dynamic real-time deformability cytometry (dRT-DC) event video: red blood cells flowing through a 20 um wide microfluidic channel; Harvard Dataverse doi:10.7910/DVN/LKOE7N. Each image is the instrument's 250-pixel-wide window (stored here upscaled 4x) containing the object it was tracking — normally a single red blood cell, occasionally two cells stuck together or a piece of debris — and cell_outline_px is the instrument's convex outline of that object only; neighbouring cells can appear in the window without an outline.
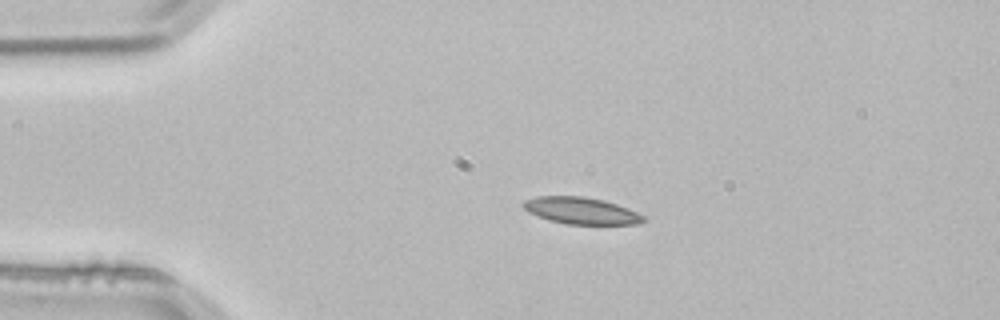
{"species": "common noctule bat (a hibernating species)", "species_latin": "Nyctalus noctula", "temperature_condition": "room temperature", "stored_images_in_passage": 3, "camera_frame_rate_fps": 3000, "um_per_image_px": 0.085, "animal": {"sex": "male", "body_mass_g": 21.5, "forearm_length_mm": 52.0}, "frame": {"image": 1, "passage_image": 2, "time_ms": 0.333, "image_size_px": [1000, 320], "cell_outline_px": [[644, 220], [640, 224], [568, 224], [548, 220], [528, 212], [520, 204], [524, 200], [536, 196], [584, 196], [604, 200], [616, 204], [636, 212], [644, 216]], "centroid_in_image_um": [49.35, 17.9], "position_along_channel_um": 35.7, "area_um2": 18.73}}